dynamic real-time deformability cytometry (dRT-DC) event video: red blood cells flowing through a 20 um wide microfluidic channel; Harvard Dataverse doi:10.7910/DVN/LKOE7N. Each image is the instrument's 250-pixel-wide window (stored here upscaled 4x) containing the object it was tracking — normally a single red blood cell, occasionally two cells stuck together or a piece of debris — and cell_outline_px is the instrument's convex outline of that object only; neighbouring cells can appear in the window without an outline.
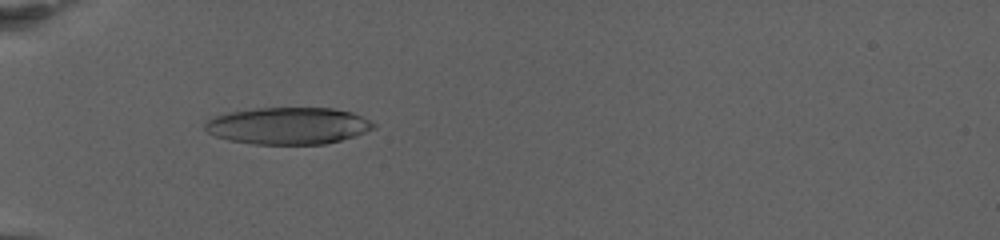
{"species": "human", "species_latin": "Homo sapiens", "temperature_condition": "warm", "stored_images_in_passage": 75, "camera_frame_rate_fps": 3000, "um_per_image_px": 0.085, "donor": {"sex": "female"}, "frame": {"image": 1, "passage_image": 27, "time_ms": 8.667, "image_size_px": [1000, 240], "cell_outline_px": [[376, 128], [340, 140], [324, 144], [256, 144], [228, 140], [216, 136], [208, 132], [204, 128], [204, 124], [208, 120], [216, 116], [228, 112], [256, 108], [332, 108], [352, 112], [376, 124]], "centroid_in_image_um": [24.48, 10.69], "position_along_channel_um": 60.5, "area_um2": 36.07}}
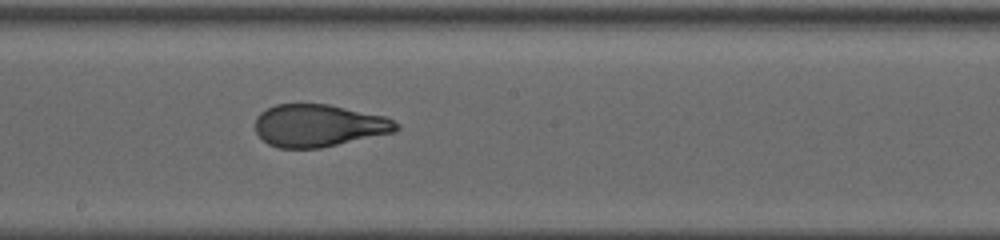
{"frame": {"image": 2, "passage_image": 45, "time_ms": 14.667, "image_size_px": [1000, 240], "cell_outline_px": [[400, 128], [396, 132], [320, 148], [280, 148], [268, 144], [256, 132], [256, 116], [260, 112], [276, 104], [328, 104], [384, 116], [400, 124]], "centroid_in_image_um": [27.11, 10.67], "position_along_channel_um": 221.1, "area_um2": 34.8}}
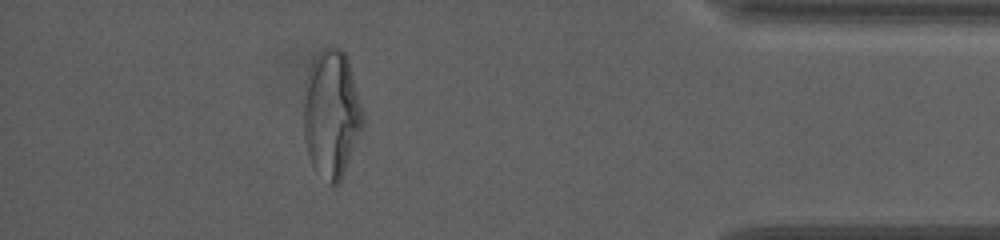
{"frame": {"image": 3, "passage_image": 68, "time_ms": 22.333, "image_size_px": [1000, 240], "cell_outline_px": [[364, 124], [340, 180], [332, 188], [312, 168], [308, 156], [304, 136], [304, 104], [308, 72], [316, 56], [324, 48], [340, 48], [344, 52], [348, 60], [364, 112]], "centroid_in_image_um": [28.18, 9.74], "position_along_channel_um": 407.0, "area_um2": 43.81}, "authors_computed_cell_mechanics": {"area_um2": 37.2232, "velocity_mm_per_s": 2.8842, "shape_relaxation_time_tau1_ms": 8.4838, "shape_relaxation_time_tau2_ms": 1.0569, "deformation_change_tau1": 0.2652, "deformation_change_tau2": 0.0716}}